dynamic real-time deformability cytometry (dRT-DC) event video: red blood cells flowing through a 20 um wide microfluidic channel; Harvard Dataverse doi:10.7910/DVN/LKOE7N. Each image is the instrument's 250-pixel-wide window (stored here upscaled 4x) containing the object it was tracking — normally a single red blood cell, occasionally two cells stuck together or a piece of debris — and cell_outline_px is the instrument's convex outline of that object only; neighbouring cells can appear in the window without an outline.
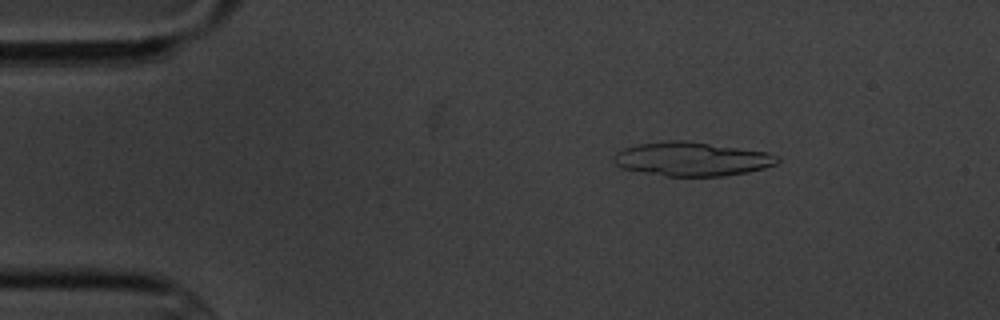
{"species": "common noctule bat (a hibernating species)", "species_latin": "Nyctalus noctula", "temperature_condition": "cold", "stored_images_in_passage": 3, "camera_frame_rate_fps": 3000, "um_per_image_px": 0.085, "animal": {"sex": "male", "body_mass_g": 20.1, "forearm_length_mm": 53.5}, "frame": {"image": 1, "passage_image": 1, "time_ms": 0.0, "image_size_px": [1000, 320], "cell_outline_px": [[780, 160], [776, 164], [764, 168], [748, 172], [724, 176], [664, 176], [624, 168], [616, 164], [612, 160], [616, 152], [624, 148], [636, 144], [668, 140], [688, 140], [768, 152], [780, 156]], "centroid_in_image_um": [58.84, 13.5], "position_along_channel_um": 26.2, "area_um2": 32.54}}